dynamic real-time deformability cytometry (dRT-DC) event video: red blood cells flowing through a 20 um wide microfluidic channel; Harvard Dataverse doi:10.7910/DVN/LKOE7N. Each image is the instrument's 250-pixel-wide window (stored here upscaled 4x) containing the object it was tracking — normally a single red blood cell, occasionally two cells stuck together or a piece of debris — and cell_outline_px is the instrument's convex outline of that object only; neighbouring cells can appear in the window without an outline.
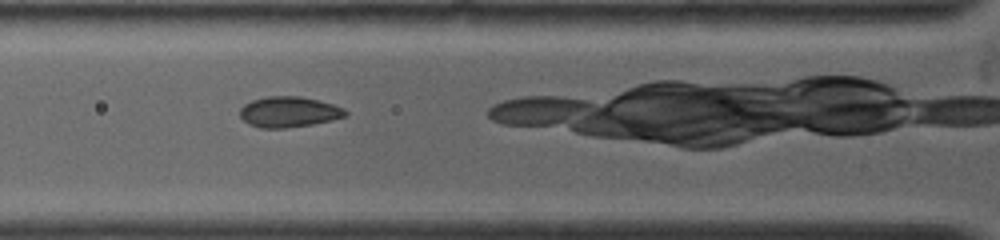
{"species": "common noctule bat (a hibernating species)", "species_latin": "Nyctalus noctula", "temperature_condition": "warm", "stored_images_in_passage": 5, "camera_frame_rate_fps": 4500, "um_per_image_px": 0.085, "animal": {"sex": "female", "body_mass_g": 19.0, "forearm_length_mm": 53.3}, "frame": {"image": 1, "passage_image": 2, "time_ms": 0.889, "image_size_px": [1000, 240], "cell_outline_px": [[348, 112], [344, 116], [332, 120], [312, 124], [284, 128], [260, 128], [244, 120], [240, 116], [240, 108], [244, 104], [252, 100], [268, 96], [300, 96], [332, 104], [344, 108]], "centroid_in_image_um": [24.54, 9.51], "position_along_channel_um": 101.3, "area_um2": 18.61}}